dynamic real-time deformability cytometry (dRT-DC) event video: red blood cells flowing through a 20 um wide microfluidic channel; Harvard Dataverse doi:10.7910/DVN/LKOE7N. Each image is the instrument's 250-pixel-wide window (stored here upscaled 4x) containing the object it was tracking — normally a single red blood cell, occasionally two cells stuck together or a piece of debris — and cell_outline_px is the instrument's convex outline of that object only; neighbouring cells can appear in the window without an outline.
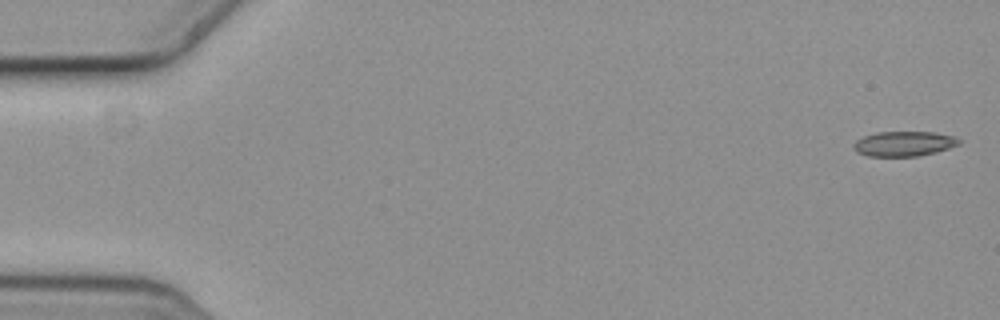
{"species": "common noctule bat (a hibernating species)", "species_latin": "Nyctalus noctula", "temperature_condition": "cold", "stored_images_in_passage": 7, "camera_frame_rate_fps": 3000, "um_per_image_px": 0.085, "animal": {"sex": "female", "body_mass_g": 19.3, "forearm_length_mm": 54.1}, "frame": {"image": 1, "passage_image": 1, "time_ms": 0.0, "image_size_px": [1000, 320], "cell_outline_px": [[960, 144], [936, 152], [920, 156], [868, 156], [856, 152], [852, 148], [852, 144], [856, 140], [864, 136], [876, 132], [936, 132], [956, 136], [960, 140]], "centroid_in_image_um": [76.83, 12.21], "position_along_channel_um": 8.2, "area_um2": 15.49}}
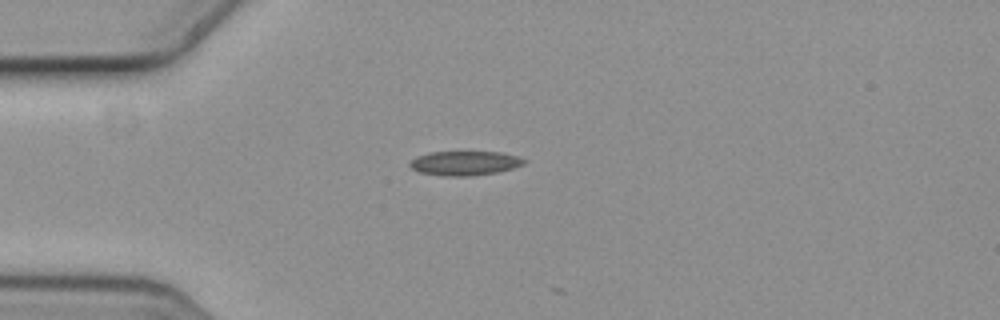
{"frame": {"image": 2, "passage_image": 5, "time_ms": 1.333, "image_size_px": [1000, 320], "cell_outline_px": [[528, 160], [524, 164], [512, 168], [496, 172], [468, 176], [444, 176], [420, 172], [412, 168], [408, 164], [416, 156], [428, 152], [500, 152], [516, 156]], "centroid_in_image_um": [39.49, 13.86], "position_along_channel_um": 45.5, "area_um2": 16.07}}